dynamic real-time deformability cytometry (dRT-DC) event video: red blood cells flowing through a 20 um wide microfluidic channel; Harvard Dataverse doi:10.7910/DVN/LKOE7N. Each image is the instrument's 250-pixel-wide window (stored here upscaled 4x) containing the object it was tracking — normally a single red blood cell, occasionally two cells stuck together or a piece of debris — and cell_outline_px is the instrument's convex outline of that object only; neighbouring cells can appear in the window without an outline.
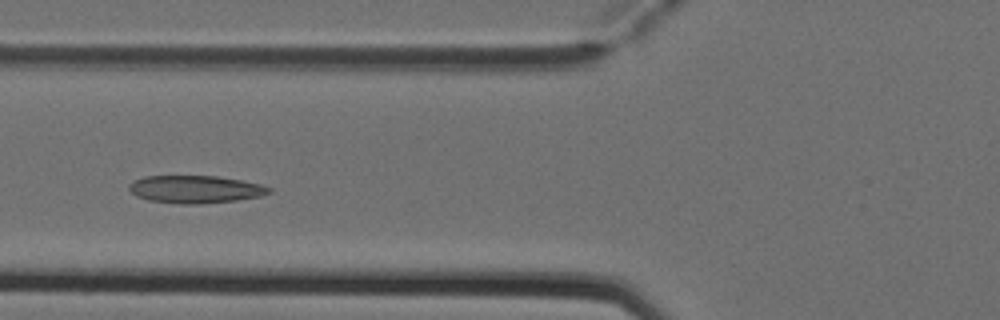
{"species": "Egyptian fruit bat (a non-hibernating species)", "species_latin": "Rousettus aegyptiacus", "temperature_condition": "cold", "stored_images_in_passage": 7, "camera_frame_rate_fps": 3000, "um_per_image_px": 0.085, "animal": {"sex": "female"}, "frame": {"image": 1, "passage_image": 4, "time_ms": 1.0, "image_size_px": [1000, 320], "cell_outline_px": [[272, 192], [260, 196], [236, 200], [200, 204], [180, 204], [148, 200], [136, 196], [128, 188], [128, 184], [132, 180], [144, 176], [216, 176], [240, 180], [260, 184], [272, 188]], "centroid_in_image_um": [16.57, 16.09], "position_along_channel_um": 109.2, "area_um2": 22.6}}
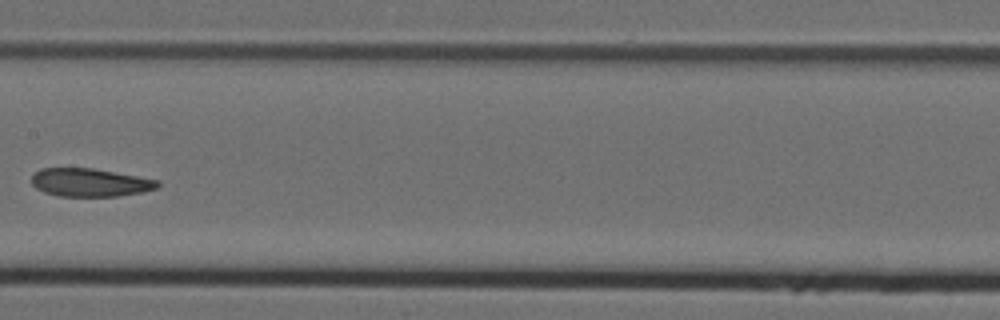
{"frame": {"image": 2, "passage_image": 6, "time_ms": 1.667, "image_size_px": [1000, 320], "cell_outline_px": [[160, 188], [144, 192], [116, 196], [60, 196], [44, 192], [36, 188], [32, 184], [32, 176], [40, 168], [92, 168], [160, 180]], "centroid_in_image_um": [7.69, 15.51], "position_along_channel_um": 199.7, "area_um2": 20.75}}
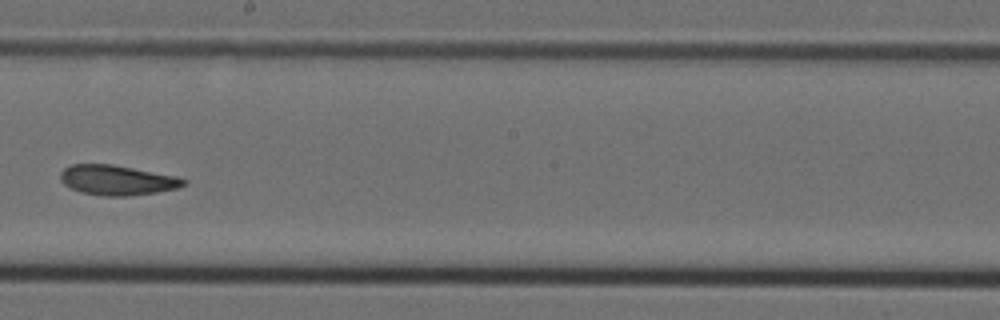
{"frame": {"image": 3, "passage_image": 7, "time_ms": 2.0, "image_size_px": [1000, 320], "cell_outline_px": [[188, 180], [180, 188], [156, 192], [128, 196], [100, 196], [80, 192], [64, 184], [60, 180], [60, 172], [64, 168], [72, 164], [112, 164], [176, 176]], "centroid_in_image_um": [9.94, 15.31], "position_along_channel_um": 238.3, "area_um2": 21.56}}